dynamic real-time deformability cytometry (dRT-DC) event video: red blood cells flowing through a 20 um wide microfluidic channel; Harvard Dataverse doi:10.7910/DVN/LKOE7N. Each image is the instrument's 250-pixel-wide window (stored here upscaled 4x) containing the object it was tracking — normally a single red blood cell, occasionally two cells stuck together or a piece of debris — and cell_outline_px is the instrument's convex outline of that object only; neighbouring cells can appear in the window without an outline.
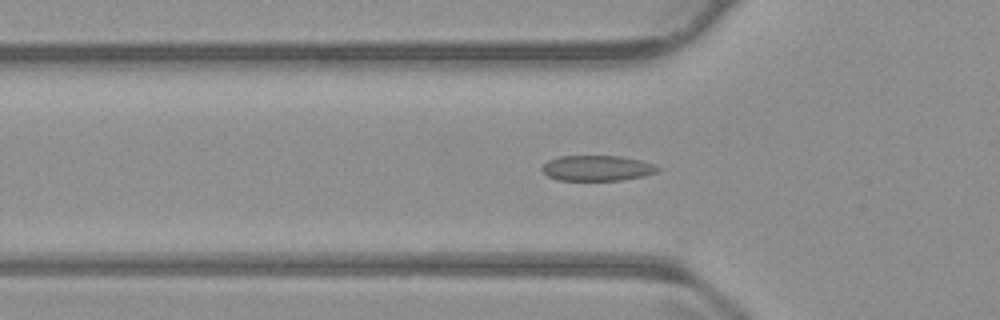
{"species": "common noctule bat (a hibernating species)", "species_latin": "Nyctalus noctula", "temperature_condition": "warm", "stored_images_in_passage": 6, "camera_frame_rate_fps": 3000, "um_per_image_px": 0.085, "animal": {"sex": "male", "body_mass_g": 23.1, "forearm_length_mm": 52.7}, "frame": {"image": 1, "passage_image": 3, "time_ms": 0.667, "image_size_px": [1000, 320], "cell_outline_px": [[660, 168], [656, 172], [644, 176], [620, 180], [556, 180], [548, 176], [540, 168], [548, 160], [560, 156], [620, 156], [640, 160], [656, 164]], "centroid_in_image_um": [50.75, 14.29], "position_along_channel_um": 75.0, "area_um2": 17.17}}